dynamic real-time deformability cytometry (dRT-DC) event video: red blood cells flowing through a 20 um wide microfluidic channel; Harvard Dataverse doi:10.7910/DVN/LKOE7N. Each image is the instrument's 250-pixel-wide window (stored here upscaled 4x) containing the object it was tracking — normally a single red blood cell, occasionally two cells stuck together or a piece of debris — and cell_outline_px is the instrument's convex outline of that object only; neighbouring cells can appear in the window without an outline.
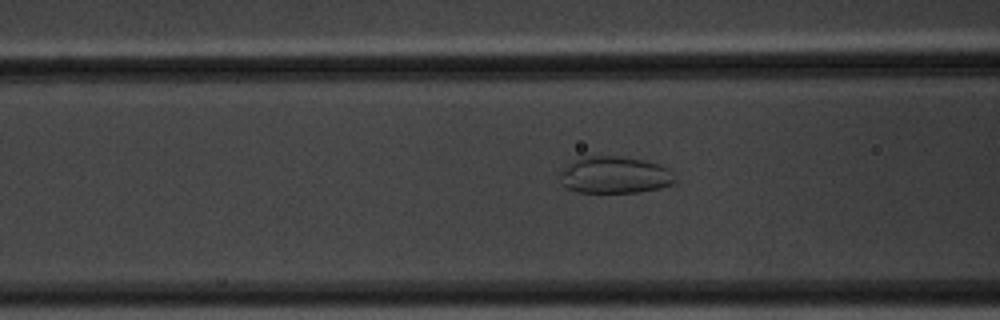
{"species": "common noctule bat (a hibernating species)", "species_latin": "Nyctalus noctula", "temperature_condition": "warm", "stored_images_in_passage": 50, "camera_frame_rate_fps": 3000, "um_per_image_px": 0.085, "animal": {"sex": "male", "body_mass_g": 20.1, "forearm_length_mm": 53.5}, "frame": {"image": 1, "passage_image": 25, "time_ms": 8.0, "image_size_px": [1000, 320], "cell_outline_px": [[676, 184], [660, 188], [640, 192], [580, 192], [568, 188], [564, 184], [560, 176], [560, 172], [576, 160], [584, 156], [620, 156], [660, 164], [668, 168], [672, 172], [676, 180]], "centroid_in_image_um": [52.33, 14.88], "position_along_channel_um": 114.3, "area_um2": 24.51}}
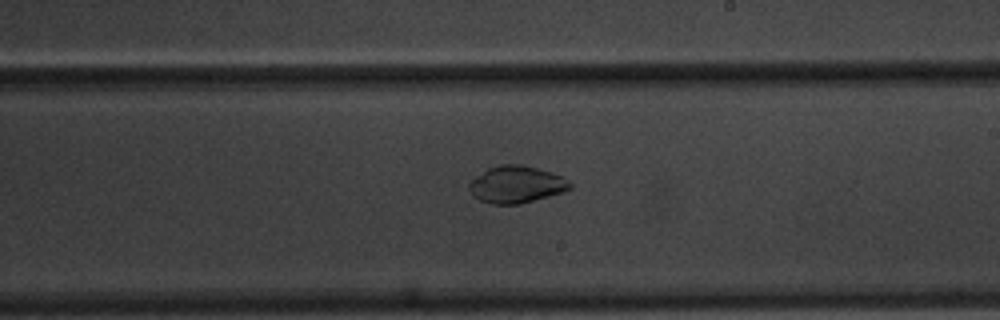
{"frame": {"image": 2, "passage_image": 37, "time_ms": 12.0, "image_size_px": [1000, 320], "cell_outline_px": [[572, 188], [564, 192], [520, 204], [492, 204], [480, 200], [472, 196], [468, 188], [468, 184], [476, 176], [488, 168], [500, 164], [524, 164], [552, 172], [564, 176], [572, 184]], "centroid_in_image_um": [43.91, 15.67], "position_along_channel_um": 245.1, "area_um2": 22.08}}
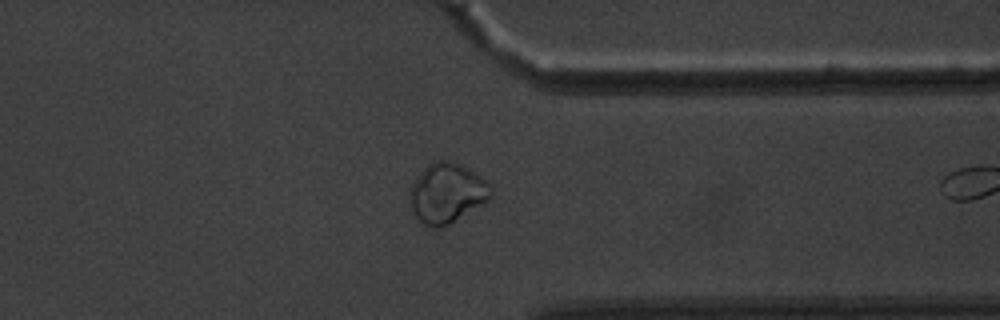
{"frame": {"image": 3, "passage_image": 49, "time_ms": 16.0, "image_size_px": [1000, 320], "cell_outline_px": [[492, 196], [488, 200], [448, 224], [436, 228], [432, 228], [424, 224], [416, 216], [408, 200], [408, 192], [412, 180], [432, 160], [444, 160], [460, 164], [468, 168], [492, 184]], "centroid_in_image_um": [37.96, 16.38], "position_along_channel_um": 373.4, "area_um2": 28.32}}